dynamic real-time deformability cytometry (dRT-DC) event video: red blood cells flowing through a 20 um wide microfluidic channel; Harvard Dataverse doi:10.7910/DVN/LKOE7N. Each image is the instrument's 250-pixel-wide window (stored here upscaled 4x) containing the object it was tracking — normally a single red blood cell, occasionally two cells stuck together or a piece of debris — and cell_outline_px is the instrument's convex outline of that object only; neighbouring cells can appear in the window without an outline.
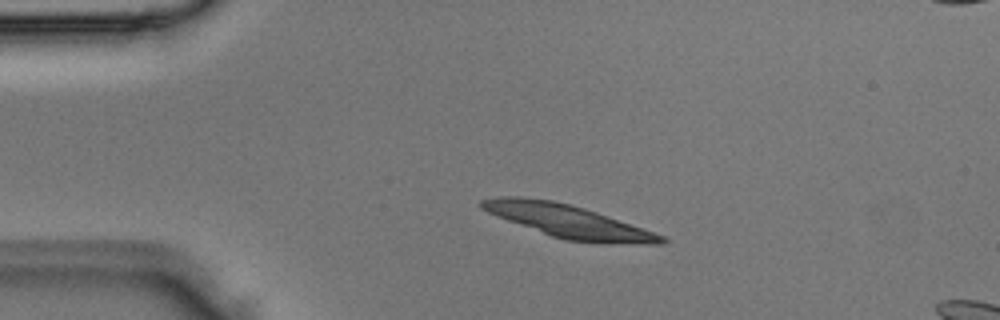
{"species": "Egyptian fruit bat (a non-hibernating species)", "species_latin": "Rousettus aegyptiacus", "temperature_condition": "room temperature", "stored_images_in_passage": 4, "camera_frame_rate_fps": 3000, "um_per_image_px": 0.085, "animal": {"sex": "male"}, "frame": {"image": 1, "passage_image": 3, "time_ms": 0.667, "image_size_px": [1000, 320], "cell_outline_px": [[668, 240], [664, 244], [648, 244], [564, 240], [552, 236], [508, 220], [488, 212], [480, 208], [480, 200], [500, 196], [520, 196], [552, 200], [584, 208], [596, 212], [664, 236]], "centroid_in_image_um": [48.25, 18.78], "position_along_channel_um": 36.7, "area_um2": 33.52}}